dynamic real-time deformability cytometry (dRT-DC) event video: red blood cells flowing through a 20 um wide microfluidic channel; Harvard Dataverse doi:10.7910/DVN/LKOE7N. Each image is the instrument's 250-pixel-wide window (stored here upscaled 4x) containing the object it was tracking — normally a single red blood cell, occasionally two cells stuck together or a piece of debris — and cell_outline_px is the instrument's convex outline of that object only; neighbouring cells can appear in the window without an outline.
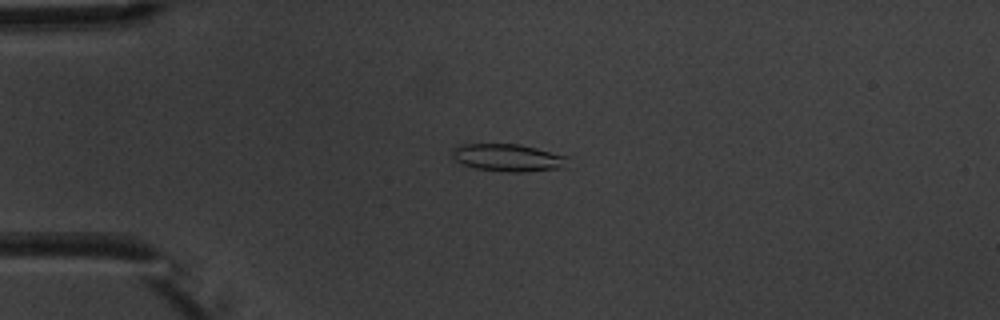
{"species": "common noctule bat (a hibernating species)", "species_latin": "Nyctalus noctula", "temperature_condition": "warm", "stored_images_in_passage": 10, "camera_frame_rate_fps": 3000, "um_per_image_px": 0.085, "animal": {"sex": "male", "body_mass_g": 20.1, "forearm_length_mm": 53.5}, "frame": {"image": 1, "passage_image": 4, "time_ms": 4.333, "image_size_px": [1000, 320], "cell_outline_px": [[572, 168], [524, 172], [508, 172], [476, 168], [464, 164], [456, 160], [452, 156], [452, 148], [456, 144], [520, 144], [572, 156]], "centroid_in_image_um": [43.36, 13.41], "position_along_channel_um": 41.6, "area_um2": 19.31}}
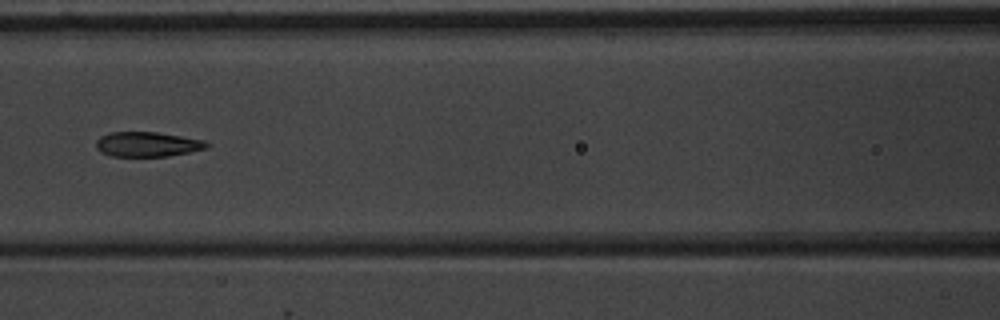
{"frame": {"image": 2, "passage_image": 7, "time_ms": 8.0, "image_size_px": [1000, 320], "cell_outline_px": [[212, 144], [208, 148], [168, 156], [112, 156], [100, 152], [96, 148], [96, 140], [100, 136], [108, 132], [156, 132], [204, 140]], "centroid_in_image_um": [12.52, 12.26], "position_along_channel_um": 154.1, "area_um2": 16.07}}
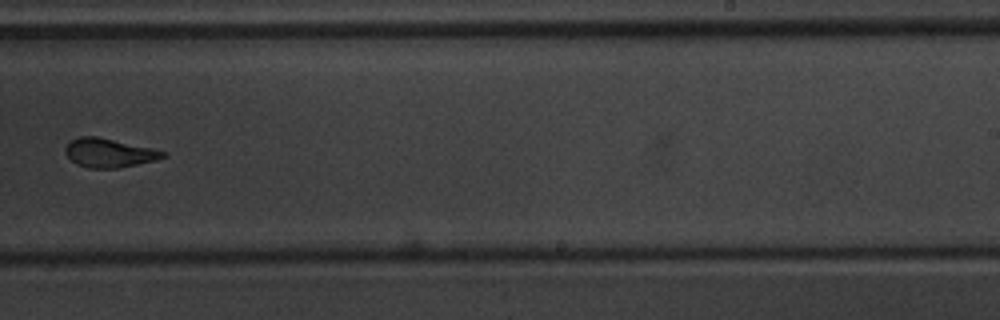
{"frame": {"image": 3, "passage_image": 10, "time_ms": 11.333, "image_size_px": [1000, 320], "cell_outline_px": [[168, 156], [156, 160], [116, 168], [88, 168], [76, 164], [64, 152], [64, 148], [72, 140], [80, 136], [96, 136], [152, 148], [168, 152]], "centroid_in_image_um": [9.29, 12.99], "position_along_channel_um": 279.7, "area_um2": 16.36}}